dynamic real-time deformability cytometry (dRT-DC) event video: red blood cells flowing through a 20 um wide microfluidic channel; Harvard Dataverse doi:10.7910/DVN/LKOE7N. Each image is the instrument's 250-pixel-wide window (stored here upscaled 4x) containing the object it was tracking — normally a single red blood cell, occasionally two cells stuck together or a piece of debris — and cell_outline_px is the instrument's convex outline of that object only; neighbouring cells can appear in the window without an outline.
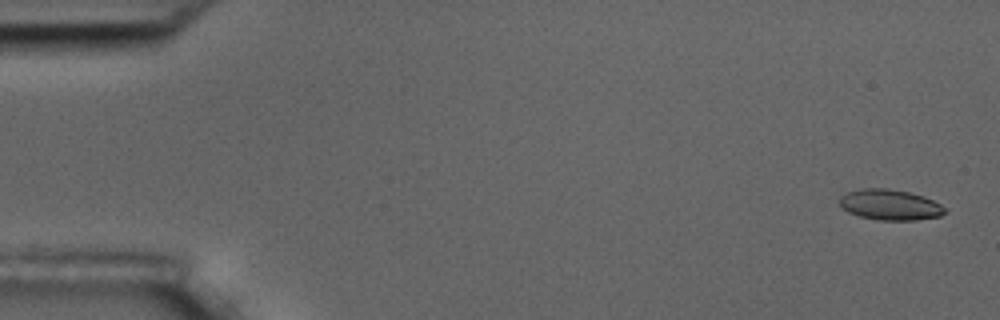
{"species": "common noctule bat (a hibernating species)", "species_latin": "Nyctalus noctula", "temperature_condition": "room temperature", "stored_images_in_passage": 6, "camera_frame_rate_fps": 3000, "um_per_image_px": 0.085, "animal": {"sex": "male", "body_mass_g": 17.5, "forearm_length_mm": 52.3}, "frame": {"image": 1, "passage_image": 1, "time_ms": 0.0, "image_size_px": [1000, 320], "cell_outline_px": [[944, 212], [940, 216], [916, 220], [880, 220], [860, 216], [848, 212], [840, 208], [840, 196], [848, 192], [860, 188], [888, 188], [908, 192], [924, 196], [940, 204], [944, 208]], "centroid_in_image_um": [75.61, 17.4], "position_along_channel_um": 9.4, "area_um2": 18.73}}
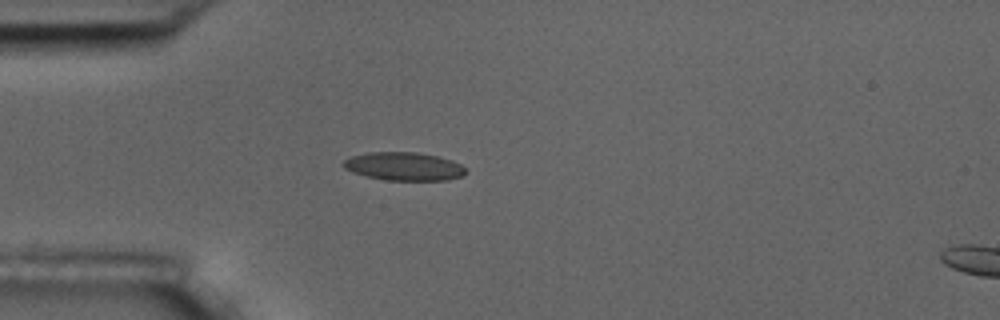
{"frame": {"image": 2, "passage_image": 5, "time_ms": 4.667, "image_size_px": [1000, 320], "cell_outline_px": [[468, 172], [460, 176], [448, 180], [388, 180], [368, 176], [352, 172], [344, 168], [340, 164], [344, 160], [352, 156], [368, 152], [416, 152], [440, 156], [452, 160], [460, 164]], "centroid_in_image_um": [34.33, 14.13], "position_along_channel_um": 50.7, "area_um2": 20.17}}